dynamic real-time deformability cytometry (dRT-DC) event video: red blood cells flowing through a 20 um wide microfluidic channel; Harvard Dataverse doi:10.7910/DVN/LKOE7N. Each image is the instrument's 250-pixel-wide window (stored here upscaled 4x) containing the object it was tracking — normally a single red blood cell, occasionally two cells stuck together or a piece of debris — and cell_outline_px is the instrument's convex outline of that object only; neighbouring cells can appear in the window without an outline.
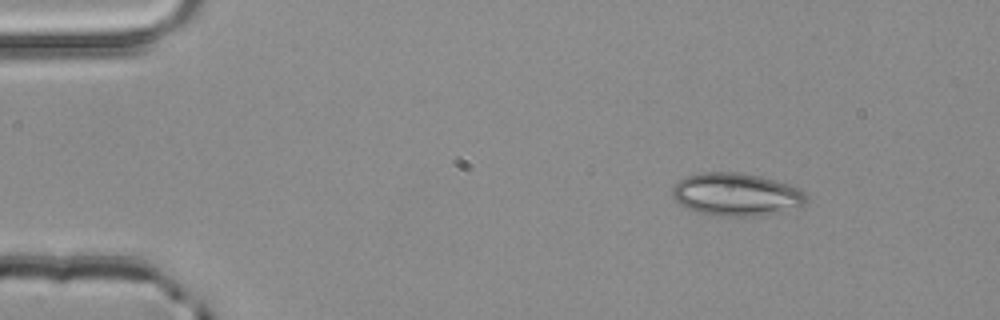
{"species": "common noctule bat (a hibernating species)", "species_latin": "Nyctalus noctula", "temperature_condition": "room temperature", "stored_images_in_passage": 2, "camera_frame_rate_fps": 3000, "um_per_image_px": 0.085, "animal": {"sex": "male", "body_mass_g": 20.4}, "frame": {"image": 1, "passage_image": 1, "time_ms": 0.0, "image_size_px": [1000, 320], "cell_outline_px": [[808, 200], [804, 208], [756, 216], [708, 216], [688, 208], [680, 204], [672, 196], [672, 188], [684, 176], [700, 172], [740, 172], [760, 176], [776, 180], [800, 188], [804, 192]], "centroid_in_image_um": [62.63, 16.54], "position_along_channel_um": 22.4, "area_um2": 34.04}}